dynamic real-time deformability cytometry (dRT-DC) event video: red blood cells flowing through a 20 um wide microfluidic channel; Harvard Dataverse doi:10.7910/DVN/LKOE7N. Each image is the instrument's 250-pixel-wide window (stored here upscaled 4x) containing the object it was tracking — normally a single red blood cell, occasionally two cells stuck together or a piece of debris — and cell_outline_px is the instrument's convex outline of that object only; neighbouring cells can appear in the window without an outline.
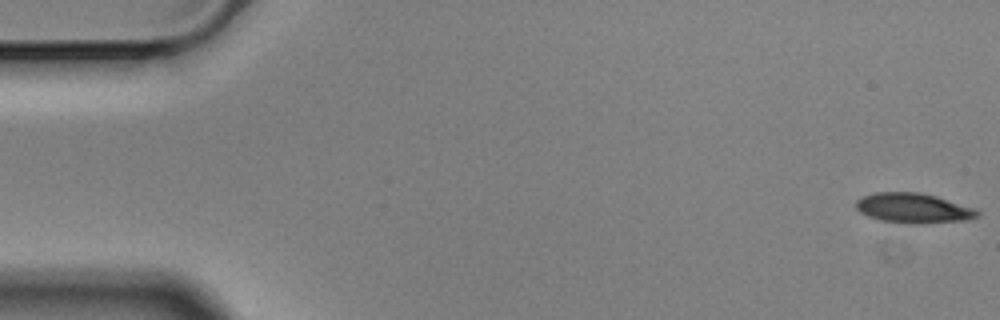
{"species": "Egyptian fruit bat (a non-hibernating species)", "species_latin": "Rousettus aegyptiacus", "temperature_condition": "cold", "stored_images_in_passage": 57, "camera_frame_rate_fps": 3000, "um_per_image_px": 0.085, "animal": {"sex": "male"}, "frame": {"image": 1, "passage_image": 1, "time_ms": 0.0, "image_size_px": [1000, 320], "cell_outline_px": [[980, 216], [968, 220], [924, 224], [904, 224], [880, 220], [868, 216], [860, 212], [856, 208], [856, 200], [864, 196], [876, 192], [920, 192], [936, 196], [976, 208], [980, 212]], "centroid_in_image_um": [77.68, 17.7], "position_along_channel_um": 7.3, "area_um2": 21.5}}
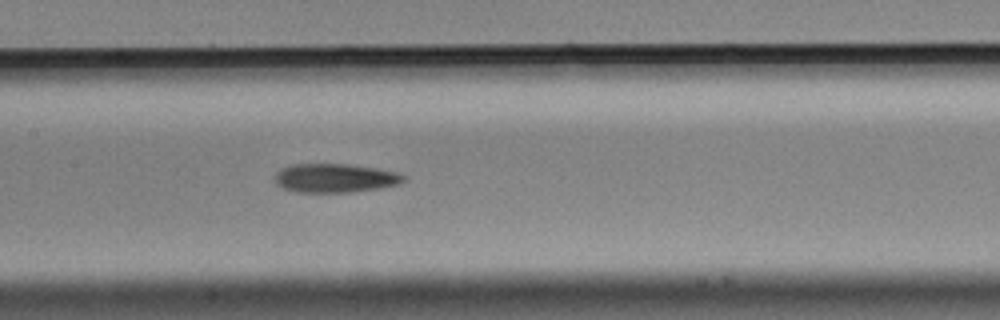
{"frame": {"image": 2, "passage_image": 27, "time_ms": 8.667, "image_size_px": [1000, 320], "cell_outline_px": [[408, 180], [400, 184], [380, 188], [352, 192], [296, 192], [284, 188], [276, 184], [276, 172], [280, 168], [292, 164], [348, 164], [376, 168], [400, 172], [408, 176]], "centroid_in_image_um": [28.55, 15.13], "position_along_channel_um": 178.8, "area_um2": 21.96}}
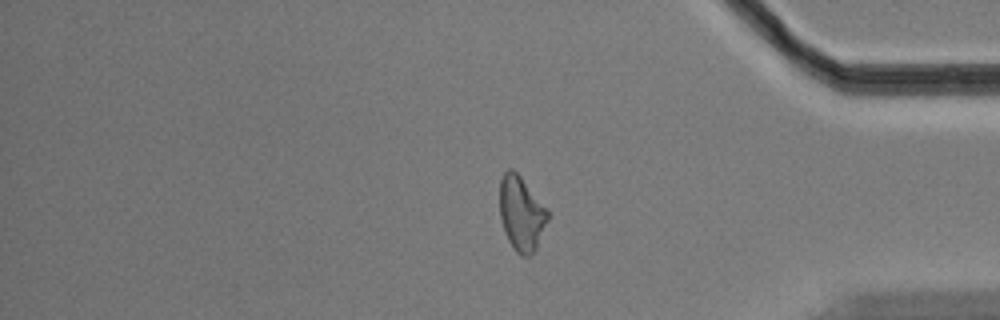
{"frame": {"image": 3, "passage_image": 47, "time_ms": 15.333, "image_size_px": [1000, 320], "cell_outline_px": [[548, 220], [536, 248], [528, 256], [520, 256], [512, 248], [508, 240], [500, 216], [500, 180], [504, 172], [508, 168], [512, 168], [520, 176], [548, 208]], "centroid_in_image_um": [44.32, 18.14], "position_along_channel_um": 390.9, "area_um2": 20.81}, "authors_computed_cell_mechanics": {"area_um2": 21.7328, "velocity_mm_per_s": 3.5185, "shape_relaxation_time_tau1_ms": 4.4677, "shape_relaxation_time_tau2_ms": 8.2045, "deformation_change_tau1": 0.1517, "deformation_change_tau2": 0.2048}}